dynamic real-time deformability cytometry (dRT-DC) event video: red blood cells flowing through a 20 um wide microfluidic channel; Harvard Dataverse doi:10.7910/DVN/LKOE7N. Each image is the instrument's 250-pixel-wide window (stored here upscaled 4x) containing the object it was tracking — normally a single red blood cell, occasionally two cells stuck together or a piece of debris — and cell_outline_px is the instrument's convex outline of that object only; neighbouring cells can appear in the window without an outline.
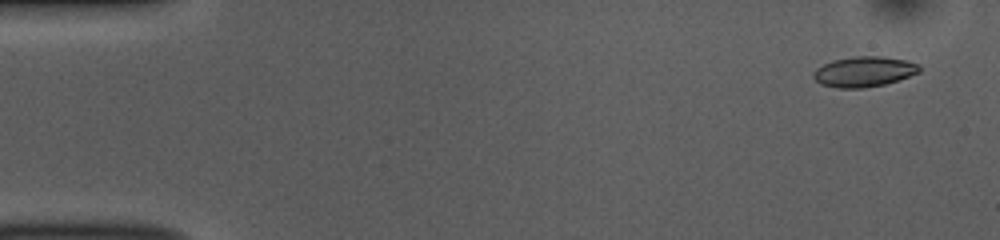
{"species": "common noctule bat (a hibernating species)", "species_latin": "Nyctalus noctula", "temperature_condition": "room temperature", "stored_images_in_passage": 52, "camera_frame_rate_fps": 3000, "um_per_image_px": 0.085, "animal": {"sex": "female", "body_mass_g": 10.0, "forearm_length_mm": 53.1}, "frame": {"image": 1, "passage_image": 3, "time_ms": 0.667, "image_size_px": [1000, 240], "cell_outline_px": [[920, 72], [884, 84], [864, 88], [836, 88], [820, 84], [812, 76], [812, 72], [816, 68], [832, 60], [852, 56], [880, 56], [904, 60], [920, 64]], "centroid_in_image_um": [73.4, 6.09], "position_along_channel_um": 11.6, "area_um2": 18.73}}
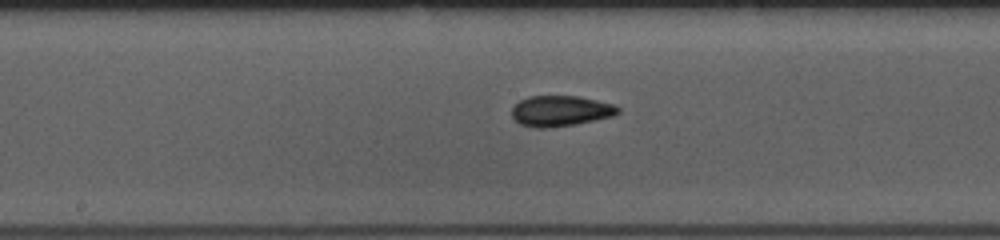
{"frame": {"image": 2, "passage_image": 27, "time_ms": 8.667, "image_size_px": [1000, 240], "cell_outline_px": [[620, 112], [612, 116], [576, 124], [548, 128], [536, 128], [520, 124], [512, 116], [512, 108], [520, 100], [528, 96], [580, 96], [616, 104], [620, 108]], "centroid_in_image_um": [47.67, 9.42], "position_along_channel_um": 200.5, "area_um2": 19.07}}
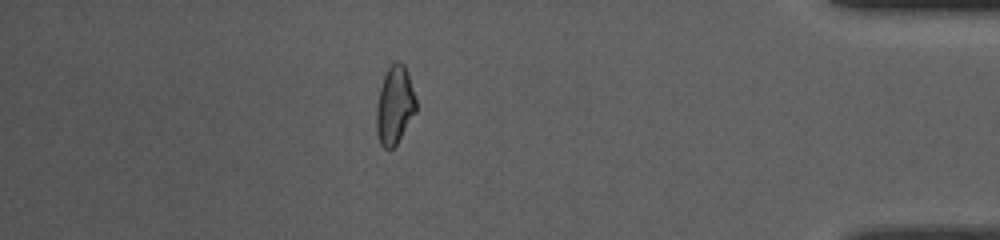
{"frame": {"image": 3, "passage_image": 46, "time_ms": 15.0, "image_size_px": [1000, 240], "cell_outline_px": [[416, 112], [396, 144], [392, 148], [384, 148], [380, 144], [376, 132], [376, 108], [380, 88], [384, 76], [388, 68], [396, 60], [404, 64], [408, 72], [416, 100]], "centroid_in_image_um": [33.54, 8.94], "position_along_channel_um": 401.7, "area_um2": 17.98}, "authors_computed_cell_mechanics": {"area_um2": 18.3804, "velocity_mm_per_s": 3.8148, "shape_relaxation_time_tau1_ms": 6.5932, "shape_relaxation_time_tau2_ms": 1.7246, "deformation_change_tau1": 0.1751, "deformation_change_tau2": 0.082}}